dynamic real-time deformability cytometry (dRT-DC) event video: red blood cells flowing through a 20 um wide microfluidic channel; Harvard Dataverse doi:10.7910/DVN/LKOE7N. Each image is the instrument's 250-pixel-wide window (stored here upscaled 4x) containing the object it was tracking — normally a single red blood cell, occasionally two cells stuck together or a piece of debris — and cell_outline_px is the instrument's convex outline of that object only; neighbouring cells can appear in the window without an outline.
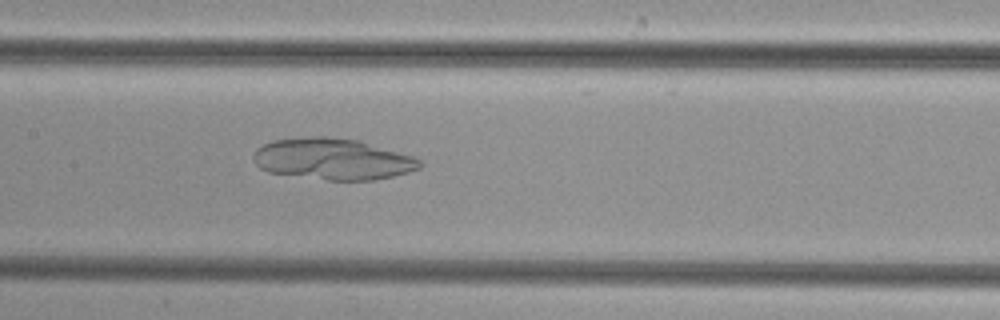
{"species": "common noctule bat (a hibernating species)", "species_latin": "Nyctalus noctula", "temperature_condition": "cold", "stored_images_in_passage": 49, "camera_frame_rate_fps": 3000, "um_per_image_px": 0.085, "animal": {"sex": "female", "body_mass_g": 29.2, "forearm_length_mm": 56.3}, "frame": {"image": 1, "passage_image": 24, "time_ms": 7.667, "image_size_px": [1000, 320], "cell_outline_px": [[424, 164], [420, 168], [408, 172], [376, 180], [328, 180], [268, 172], [260, 168], [256, 164], [252, 156], [256, 148], [272, 140], [312, 136], [328, 136], [360, 140], [412, 156], [420, 160]], "centroid_in_image_um": [28.27, 13.51], "position_along_channel_um": 179.1, "area_um2": 40.23}}
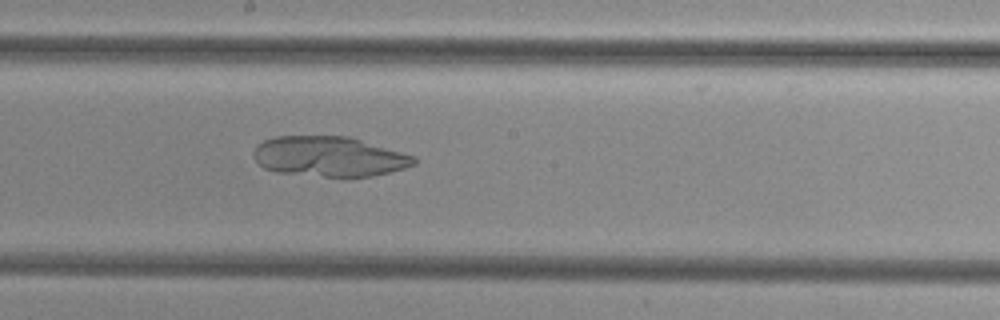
{"frame": {"image": 2, "passage_image": 27, "time_ms": 8.667, "image_size_px": [1000, 320], "cell_outline_px": [[416, 164], [404, 168], [372, 176], [344, 180], [276, 172], [264, 168], [252, 156], [252, 152], [256, 144], [264, 140], [276, 136], [348, 136], [416, 156]], "centroid_in_image_um": [27.97, 13.34], "position_along_channel_um": 220.2, "area_um2": 38.49}}
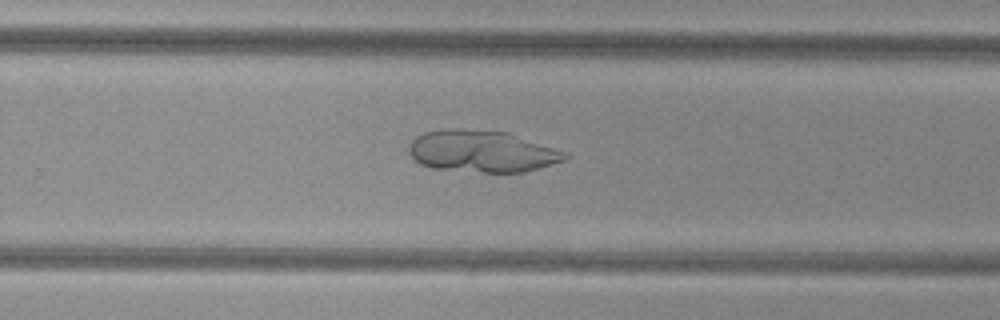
{"frame": {"image": 3, "passage_image": 32, "time_ms": 10.333, "image_size_px": [1000, 320], "cell_outline_px": [[572, 156], [564, 160], [524, 172], [480, 172], [432, 168], [420, 164], [408, 152], [408, 144], [416, 136], [424, 132], [440, 128], [452, 128], [508, 132], [568, 152]], "centroid_in_image_um": [40.95, 12.85], "position_along_channel_um": 288.8, "area_um2": 38.26}}